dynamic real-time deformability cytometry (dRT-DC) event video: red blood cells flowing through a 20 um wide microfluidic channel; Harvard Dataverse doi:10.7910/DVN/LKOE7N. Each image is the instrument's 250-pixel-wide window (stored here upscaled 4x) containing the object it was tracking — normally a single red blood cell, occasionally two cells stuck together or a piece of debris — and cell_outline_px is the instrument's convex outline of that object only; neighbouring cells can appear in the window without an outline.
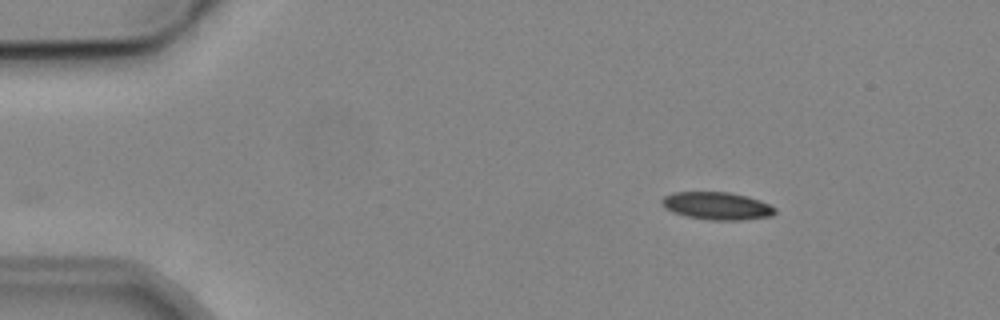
{"species": "common noctule bat (a hibernating species)", "species_latin": "Nyctalus noctula", "temperature_condition": "cold", "stored_images_in_passage": 2, "camera_frame_rate_fps": 3000, "um_per_image_px": 0.085, "animal": {"sex": "male", "body_mass_g": 19.2, "forearm_length_mm": 51.8}, "frame": {"image": 1, "passage_image": 2, "time_ms": 1.0, "image_size_px": [1000, 320], "cell_outline_px": [[776, 212], [772, 216], [740, 220], [712, 220], [688, 216], [672, 212], [660, 200], [664, 196], [672, 192], [728, 192], [748, 196], [760, 200], [776, 208]], "centroid_in_image_um": [60.97, 17.49], "position_along_channel_um": 24.0, "area_um2": 18.09}}